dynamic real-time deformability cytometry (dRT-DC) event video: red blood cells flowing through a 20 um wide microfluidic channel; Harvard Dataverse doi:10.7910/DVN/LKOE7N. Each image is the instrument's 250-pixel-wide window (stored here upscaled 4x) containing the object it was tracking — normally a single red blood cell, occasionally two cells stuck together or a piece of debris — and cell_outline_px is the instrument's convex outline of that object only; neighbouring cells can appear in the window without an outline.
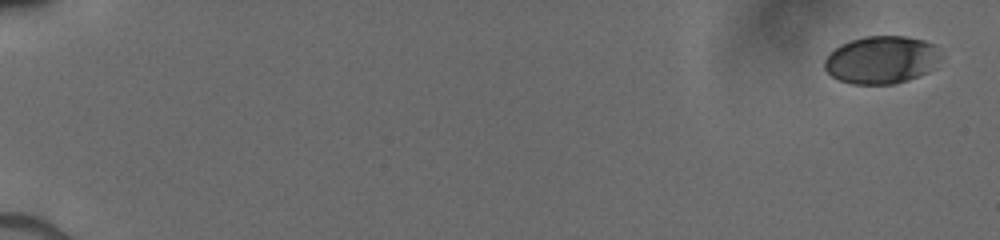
{"species": "human", "species_latin": "Homo sapiens", "temperature_condition": "cold", "stored_images_in_passage": 39, "camera_frame_rate_fps": 3000, "um_per_image_px": 0.085, "donor": {"sex": "male"}, "frame": {"image": 1, "passage_image": 1, "time_ms": 0.0, "image_size_px": [1000, 240], "cell_outline_px": [[944, 56], [928, 72], [920, 76], [908, 80], [892, 84], [852, 84], [840, 80], [832, 76], [824, 68], [824, 60], [840, 44], [864, 36], [908, 36], [924, 40], [936, 44]], "centroid_in_image_um": [74.99, 5.08], "position_along_channel_um": 10.0, "area_um2": 32.66}}
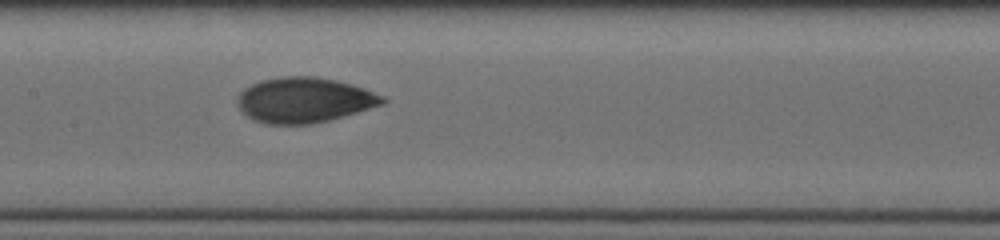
{"frame": {"image": 2, "passage_image": 24, "time_ms": 9.0, "image_size_px": [1000, 240], "cell_outline_px": [[388, 100], [384, 104], [344, 116], [312, 124], [264, 124], [252, 120], [236, 104], [236, 100], [240, 92], [244, 88], [252, 84], [264, 80], [280, 76], [312, 76], [336, 80], [352, 84], [364, 88], [384, 96]], "centroid_in_image_um": [25.86, 8.51], "position_along_channel_um": 181.5, "area_um2": 38.38}}
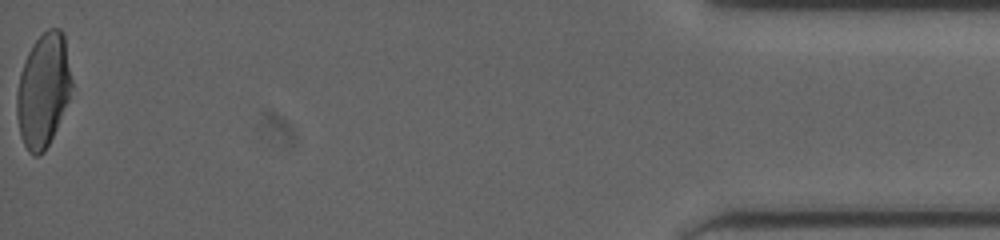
{"frame": {"image": 3, "passage_image": 39, "time_ms": 17.0, "image_size_px": [1000, 240], "cell_outline_px": [[72, 88], [68, 100], [56, 128], [44, 152], [36, 156], [28, 152], [20, 136], [16, 116], [16, 92], [20, 72], [28, 52], [32, 44], [48, 28], [60, 28], [64, 32], [72, 80]], "centroid_in_image_um": [3.66, 7.65], "position_along_channel_um": 431.5, "area_um2": 36.47}}